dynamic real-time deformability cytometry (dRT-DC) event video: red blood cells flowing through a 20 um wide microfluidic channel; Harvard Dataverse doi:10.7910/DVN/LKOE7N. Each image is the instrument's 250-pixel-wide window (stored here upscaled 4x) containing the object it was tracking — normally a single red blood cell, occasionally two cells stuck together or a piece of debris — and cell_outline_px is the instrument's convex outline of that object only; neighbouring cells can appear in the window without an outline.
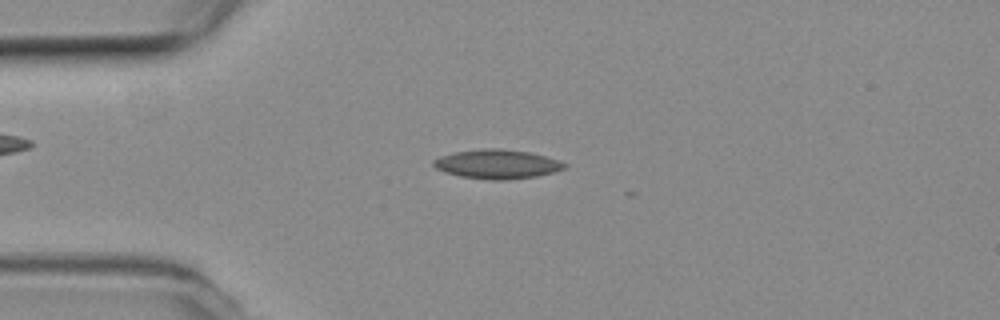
{"species": "common noctule bat (a hibernating species)", "species_latin": "Nyctalus noctula", "temperature_condition": "room temperature", "stored_images_in_passage": 11, "camera_frame_rate_fps": 3000, "um_per_image_px": 0.085, "animal": {"sex": "female", "body_mass_g": 19.3, "forearm_length_mm": 54.1}, "frame": {"image": 1, "passage_image": 1, "time_ms": 0.0, "image_size_px": [1000, 320], "cell_outline_px": [[568, 164], [564, 168], [552, 172], [536, 176], [508, 180], [488, 180], [460, 176], [444, 172], [436, 168], [432, 164], [432, 160], [440, 156], [456, 152], [484, 148], [500, 148], [528, 152], [544, 156]], "centroid_in_image_um": [42.21, 13.95], "position_along_channel_um": 42.8, "area_um2": 22.14}}
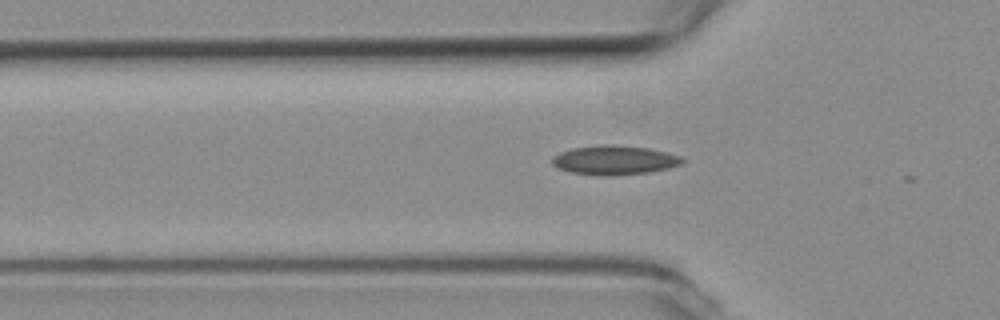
{"frame": {"image": 2, "passage_image": 5, "time_ms": 1.333, "image_size_px": [1000, 320], "cell_outline_px": [[688, 160], [684, 164], [652, 172], [608, 176], [596, 176], [572, 172], [560, 168], [552, 164], [552, 160], [560, 152], [572, 148], [648, 148], [680, 156]], "centroid_in_image_um": [52.32, 13.68], "position_along_channel_um": 73.5, "area_um2": 21.04}}
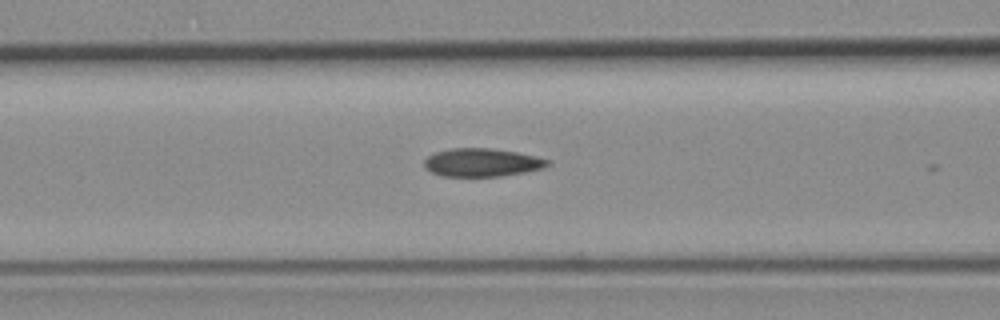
{"frame": {"image": 3, "passage_image": 9, "time_ms": 2.667, "image_size_px": [1000, 320], "cell_outline_px": [[552, 164], [544, 168], [524, 172], [500, 176], [440, 176], [424, 168], [424, 160], [428, 156], [436, 152], [452, 148], [492, 148], [516, 152], [536, 156], [548, 160]], "centroid_in_image_um": [40.96, 13.81], "position_along_channel_um": 125.6, "area_um2": 20.29}}